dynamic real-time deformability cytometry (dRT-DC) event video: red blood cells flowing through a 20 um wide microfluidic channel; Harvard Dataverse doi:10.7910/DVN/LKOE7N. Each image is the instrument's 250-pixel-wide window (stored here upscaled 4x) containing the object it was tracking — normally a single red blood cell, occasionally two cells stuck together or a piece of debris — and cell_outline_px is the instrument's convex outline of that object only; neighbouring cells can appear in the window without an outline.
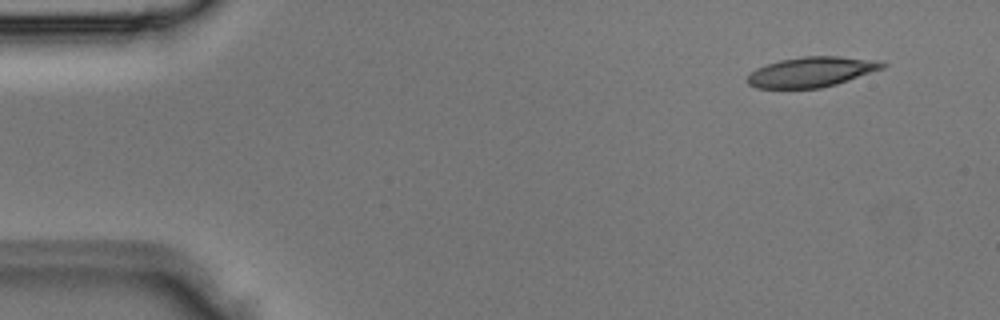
{"species": "Egyptian fruit bat (a non-hibernating species)", "species_latin": "Rousettus aegyptiacus", "temperature_condition": "room temperature", "stored_images_in_passage": 3, "camera_frame_rate_fps": 3000, "um_per_image_px": 0.085, "animal": {"sex": "male"}, "frame": {"image": 1, "passage_image": 1, "time_ms": 0.0, "image_size_px": [1000, 320], "cell_outline_px": [[888, 64], [884, 68], [836, 84], [820, 88], [756, 88], [748, 84], [748, 76], [756, 68], [780, 60], [804, 56], [840, 56], [880, 60]], "centroid_in_image_um": [69.02, 6.1], "position_along_channel_um": 16.0, "area_um2": 23.64}}